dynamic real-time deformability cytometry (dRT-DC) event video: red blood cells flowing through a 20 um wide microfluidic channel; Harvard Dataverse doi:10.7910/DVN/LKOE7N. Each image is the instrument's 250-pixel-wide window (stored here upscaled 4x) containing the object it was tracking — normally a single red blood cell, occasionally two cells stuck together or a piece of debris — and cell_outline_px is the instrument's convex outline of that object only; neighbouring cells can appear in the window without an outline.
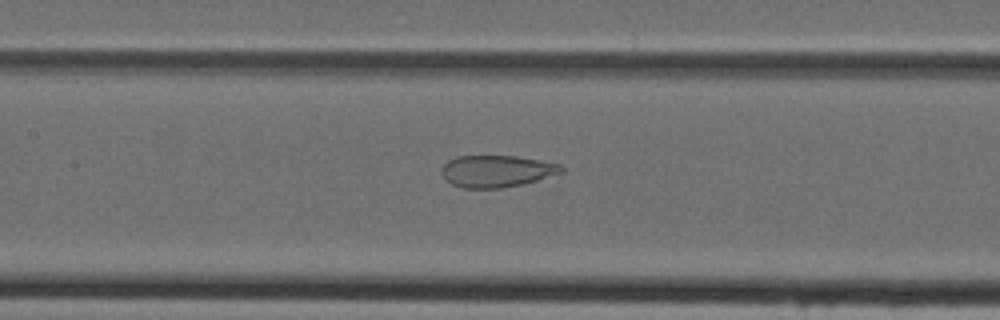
{"species": "Egyptian fruit bat (a non-hibernating species)", "species_latin": "Rousettus aegyptiacus", "temperature_condition": "cold", "stored_images_in_passage": 18, "camera_frame_rate_fps": 3000, "um_per_image_px": 0.085, "animal": {"sex": "female"}, "frame": {"image": 1, "passage_image": 8, "time_ms": 2.333, "image_size_px": [1000, 320], "cell_outline_px": [[564, 172], [524, 184], [500, 188], [464, 188], [452, 184], [444, 180], [440, 172], [440, 168], [448, 160], [456, 156], [516, 156], [540, 160], [560, 164], [564, 168]], "centroid_in_image_um": [42.19, 14.55], "position_along_channel_um": 165.2, "area_um2": 22.48}}
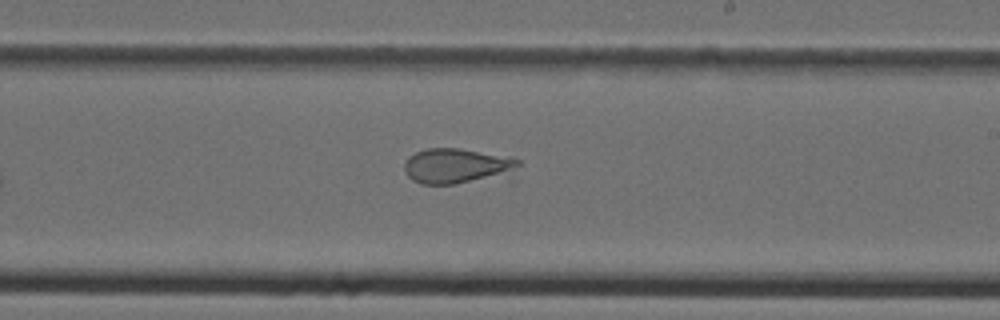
{"frame": {"image": 2, "passage_image": 14, "time_ms": 4.333, "image_size_px": [1000, 320], "cell_outline_px": [[520, 164], [512, 184], [420, 184], [412, 180], [404, 172], [404, 164], [408, 156], [416, 152], [428, 148], [460, 148], [512, 156], [520, 160]], "centroid_in_image_um": [39.15, 14.2], "position_along_channel_um": 249.9, "area_um2": 26.07}}
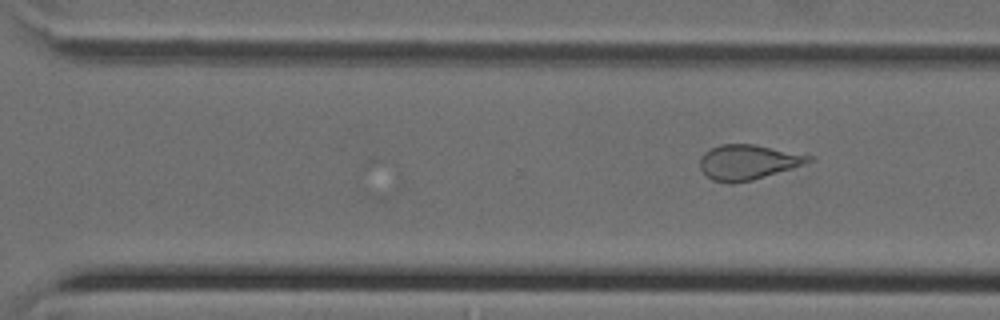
{"frame": {"image": 3, "passage_image": 18, "time_ms": 5.667, "image_size_px": [1000, 320], "cell_outline_px": [[816, 160], [792, 168], [752, 180], [732, 184], [728, 184], [712, 180], [700, 168], [700, 156], [704, 152], [720, 144], [756, 144], [812, 156]], "centroid_in_image_um": [63.57, 13.78], "position_along_channel_um": 307.0, "area_um2": 22.2}}